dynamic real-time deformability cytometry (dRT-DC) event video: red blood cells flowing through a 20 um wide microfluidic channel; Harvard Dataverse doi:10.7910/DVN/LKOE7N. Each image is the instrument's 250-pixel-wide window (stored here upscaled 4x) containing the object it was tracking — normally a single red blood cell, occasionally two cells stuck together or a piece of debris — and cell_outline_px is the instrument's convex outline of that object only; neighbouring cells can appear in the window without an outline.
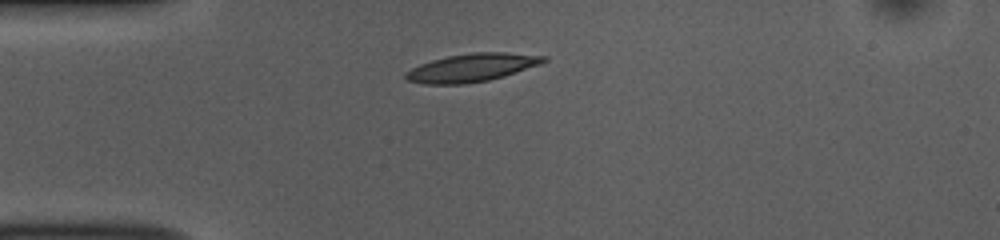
{"species": "common noctule bat (a hibernating species)", "species_latin": "Nyctalus noctula", "temperature_condition": "room temperature", "stored_images_in_passage": 3, "camera_frame_rate_fps": 3000, "um_per_image_px": 0.085, "animal": {"sex": "female", "body_mass_g": 10.0, "forearm_length_mm": 53.1}, "frame": {"image": 1, "passage_image": 3, "time_ms": 0.667, "image_size_px": [1000, 240], "cell_outline_px": [[536, 60], [520, 68], [496, 76], [476, 80], [440, 80], [464, 56], [516, 56]], "centroid_in_image_um": [41.2, 5.71], "position_along_channel_um": 43.8, "area_um2": 10.75}}